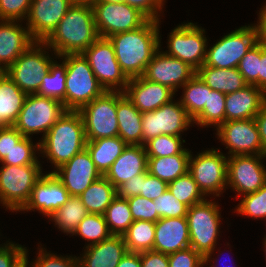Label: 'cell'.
<instances>
[{
    "label": "cell",
    "mask_w": 266,
    "mask_h": 267,
    "mask_svg": "<svg viewBox=\"0 0 266 267\" xmlns=\"http://www.w3.org/2000/svg\"><path fill=\"white\" fill-rule=\"evenodd\" d=\"M99 38L90 2H75L44 43L58 56L83 53Z\"/></svg>",
    "instance_id": "6da1fadb"
},
{
    "label": "cell",
    "mask_w": 266,
    "mask_h": 267,
    "mask_svg": "<svg viewBox=\"0 0 266 267\" xmlns=\"http://www.w3.org/2000/svg\"><path fill=\"white\" fill-rule=\"evenodd\" d=\"M160 23L158 20H148L138 29L108 37L121 70L129 79L142 76L160 48Z\"/></svg>",
    "instance_id": "7a4b0ae2"
},
{
    "label": "cell",
    "mask_w": 266,
    "mask_h": 267,
    "mask_svg": "<svg viewBox=\"0 0 266 267\" xmlns=\"http://www.w3.org/2000/svg\"><path fill=\"white\" fill-rule=\"evenodd\" d=\"M84 122L79 111L66 112L39 140V154L46 157L54 168L68 162L73 156L86 148Z\"/></svg>",
    "instance_id": "3957f363"
},
{
    "label": "cell",
    "mask_w": 266,
    "mask_h": 267,
    "mask_svg": "<svg viewBox=\"0 0 266 267\" xmlns=\"http://www.w3.org/2000/svg\"><path fill=\"white\" fill-rule=\"evenodd\" d=\"M218 201H205L188 207L186 219L189 228L190 247L204 257V266L217 263L212 254L218 246L221 231V210ZM220 232V233H219ZM215 260V261H214ZM208 262L210 264H208Z\"/></svg>",
    "instance_id": "277c9868"
},
{
    "label": "cell",
    "mask_w": 266,
    "mask_h": 267,
    "mask_svg": "<svg viewBox=\"0 0 266 267\" xmlns=\"http://www.w3.org/2000/svg\"><path fill=\"white\" fill-rule=\"evenodd\" d=\"M58 59H62L66 66V91L63 99L66 110L79 111L105 92L82 53L66 54L58 56Z\"/></svg>",
    "instance_id": "5b68a950"
},
{
    "label": "cell",
    "mask_w": 266,
    "mask_h": 267,
    "mask_svg": "<svg viewBox=\"0 0 266 267\" xmlns=\"http://www.w3.org/2000/svg\"><path fill=\"white\" fill-rule=\"evenodd\" d=\"M41 164L1 165L0 204L11 212H21L31 197L32 189L44 175Z\"/></svg>",
    "instance_id": "8992f818"
},
{
    "label": "cell",
    "mask_w": 266,
    "mask_h": 267,
    "mask_svg": "<svg viewBox=\"0 0 266 267\" xmlns=\"http://www.w3.org/2000/svg\"><path fill=\"white\" fill-rule=\"evenodd\" d=\"M49 49L44 42H34L5 73L22 91L27 94H36L44 76L49 72L50 66L55 61L54 58L56 60L58 58V55ZM49 51L52 55L54 53V56L50 55Z\"/></svg>",
    "instance_id": "52a82bcc"
},
{
    "label": "cell",
    "mask_w": 266,
    "mask_h": 267,
    "mask_svg": "<svg viewBox=\"0 0 266 267\" xmlns=\"http://www.w3.org/2000/svg\"><path fill=\"white\" fill-rule=\"evenodd\" d=\"M259 41L257 24H248L224 35L206 48L204 65L226 69L237 68L241 58Z\"/></svg>",
    "instance_id": "ba28073f"
},
{
    "label": "cell",
    "mask_w": 266,
    "mask_h": 267,
    "mask_svg": "<svg viewBox=\"0 0 266 267\" xmlns=\"http://www.w3.org/2000/svg\"><path fill=\"white\" fill-rule=\"evenodd\" d=\"M190 153L188 172L202 193L219 197L227 190V158L220 148L203 150L195 156Z\"/></svg>",
    "instance_id": "9c48e42d"
},
{
    "label": "cell",
    "mask_w": 266,
    "mask_h": 267,
    "mask_svg": "<svg viewBox=\"0 0 266 267\" xmlns=\"http://www.w3.org/2000/svg\"><path fill=\"white\" fill-rule=\"evenodd\" d=\"M66 112L59 100L28 94L14 127L24 136L43 133L42 138Z\"/></svg>",
    "instance_id": "30bf717a"
},
{
    "label": "cell",
    "mask_w": 266,
    "mask_h": 267,
    "mask_svg": "<svg viewBox=\"0 0 266 267\" xmlns=\"http://www.w3.org/2000/svg\"><path fill=\"white\" fill-rule=\"evenodd\" d=\"M82 54L105 91H125L129 78L121 70L109 38L99 37Z\"/></svg>",
    "instance_id": "8fae6325"
},
{
    "label": "cell",
    "mask_w": 266,
    "mask_h": 267,
    "mask_svg": "<svg viewBox=\"0 0 266 267\" xmlns=\"http://www.w3.org/2000/svg\"><path fill=\"white\" fill-rule=\"evenodd\" d=\"M86 140L118 136L117 91H105L79 110Z\"/></svg>",
    "instance_id": "7c38bea8"
},
{
    "label": "cell",
    "mask_w": 266,
    "mask_h": 267,
    "mask_svg": "<svg viewBox=\"0 0 266 267\" xmlns=\"http://www.w3.org/2000/svg\"><path fill=\"white\" fill-rule=\"evenodd\" d=\"M99 37L132 31L143 26L149 19L127 3L90 2Z\"/></svg>",
    "instance_id": "4fadbf2b"
},
{
    "label": "cell",
    "mask_w": 266,
    "mask_h": 267,
    "mask_svg": "<svg viewBox=\"0 0 266 267\" xmlns=\"http://www.w3.org/2000/svg\"><path fill=\"white\" fill-rule=\"evenodd\" d=\"M205 28L197 23L186 22L174 27L169 33L167 49L164 52L189 64L196 71L204 65L208 39Z\"/></svg>",
    "instance_id": "5bb4252c"
},
{
    "label": "cell",
    "mask_w": 266,
    "mask_h": 267,
    "mask_svg": "<svg viewBox=\"0 0 266 267\" xmlns=\"http://www.w3.org/2000/svg\"><path fill=\"white\" fill-rule=\"evenodd\" d=\"M192 125L179 100L172 99L154 111L142 113V145L159 135L182 136Z\"/></svg>",
    "instance_id": "9a60e30c"
},
{
    "label": "cell",
    "mask_w": 266,
    "mask_h": 267,
    "mask_svg": "<svg viewBox=\"0 0 266 267\" xmlns=\"http://www.w3.org/2000/svg\"><path fill=\"white\" fill-rule=\"evenodd\" d=\"M264 155H236L227 158V188L240 196L254 193L266 183Z\"/></svg>",
    "instance_id": "2e32d148"
},
{
    "label": "cell",
    "mask_w": 266,
    "mask_h": 267,
    "mask_svg": "<svg viewBox=\"0 0 266 267\" xmlns=\"http://www.w3.org/2000/svg\"><path fill=\"white\" fill-rule=\"evenodd\" d=\"M216 130L217 139L225 145L229 156L263 155L259 130L254 118L229 120Z\"/></svg>",
    "instance_id": "e0dca14e"
},
{
    "label": "cell",
    "mask_w": 266,
    "mask_h": 267,
    "mask_svg": "<svg viewBox=\"0 0 266 267\" xmlns=\"http://www.w3.org/2000/svg\"><path fill=\"white\" fill-rule=\"evenodd\" d=\"M161 39L160 35V48L154 53L142 77L166 85L176 93L196 74V70L178 58L161 51Z\"/></svg>",
    "instance_id": "ac0fdd59"
},
{
    "label": "cell",
    "mask_w": 266,
    "mask_h": 267,
    "mask_svg": "<svg viewBox=\"0 0 266 267\" xmlns=\"http://www.w3.org/2000/svg\"><path fill=\"white\" fill-rule=\"evenodd\" d=\"M74 3V0H32L25 20L31 37L44 42Z\"/></svg>",
    "instance_id": "d6986e66"
},
{
    "label": "cell",
    "mask_w": 266,
    "mask_h": 267,
    "mask_svg": "<svg viewBox=\"0 0 266 267\" xmlns=\"http://www.w3.org/2000/svg\"><path fill=\"white\" fill-rule=\"evenodd\" d=\"M70 196H79L102 175L85 148L52 172Z\"/></svg>",
    "instance_id": "ffe728a7"
},
{
    "label": "cell",
    "mask_w": 266,
    "mask_h": 267,
    "mask_svg": "<svg viewBox=\"0 0 266 267\" xmlns=\"http://www.w3.org/2000/svg\"><path fill=\"white\" fill-rule=\"evenodd\" d=\"M70 194L56 176L49 172L45 173L32 189L31 197L23 212L38 211L49 218L69 199Z\"/></svg>",
    "instance_id": "44dd1931"
},
{
    "label": "cell",
    "mask_w": 266,
    "mask_h": 267,
    "mask_svg": "<svg viewBox=\"0 0 266 267\" xmlns=\"http://www.w3.org/2000/svg\"><path fill=\"white\" fill-rule=\"evenodd\" d=\"M124 94L141 113L158 109L176 95L168 86L142 76L130 78Z\"/></svg>",
    "instance_id": "7402d4cb"
},
{
    "label": "cell",
    "mask_w": 266,
    "mask_h": 267,
    "mask_svg": "<svg viewBox=\"0 0 266 267\" xmlns=\"http://www.w3.org/2000/svg\"><path fill=\"white\" fill-rule=\"evenodd\" d=\"M34 42L21 21L0 20V70L5 72Z\"/></svg>",
    "instance_id": "603a6c76"
},
{
    "label": "cell",
    "mask_w": 266,
    "mask_h": 267,
    "mask_svg": "<svg viewBox=\"0 0 266 267\" xmlns=\"http://www.w3.org/2000/svg\"><path fill=\"white\" fill-rule=\"evenodd\" d=\"M190 247L186 217L160 218L155 222L153 251L171 254Z\"/></svg>",
    "instance_id": "cb8c5ba5"
},
{
    "label": "cell",
    "mask_w": 266,
    "mask_h": 267,
    "mask_svg": "<svg viewBox=\"0 0 266 267\" xmlns=\"http://www.w3.org/2000/svg\"><path fill=\"white\" fill-rule=\"evenodd\" d=\"M265 103L266 93L254 85L226 94L225 122L255 118Z\"/></svg>",
    "instance_id": "d4e9b609"
},
{
    "label": "cell",
    "mask_w": 266,
    "mask_h": 267,
    "mask_svg": "<svg viewBox=\"0 0 266 267\" xmlns=\"http://www.w3.org/2000/svg\"><path fill=\"white\" fill-rule=\"evenodd\" d=\"M83 249L84 252L78 256L80 267H116L127 253L122 235H111L108 239Z\"/></svg>",
    "instance_id": "484cf974"
},
{
    "label": "cell",
    "mask_w": 266,
    "mask_h": 267,
    "mask_svg": "<svg viewBox=\"0 0 266 267\" xmlns=\"http://www.w3.org/2000/svg\"><path fill=\"white\" fill-rule=\"evenodd\" d=\"M147 159L144 145H127L104 177L117 188L131 177L145 173L147 171Z\"/></svg>",
    "instance_id": "4316f807"
},
{
    "label": "cell",
    "mask_w": 266,
    "mask_h": 267,
    "mask_svg": "<svg viewBox=\"0 0 266 267\" xmlns=\"http://www.w3.org/2000/svg\"><path fill=\"white\" fill-rule=\"evenodd\" d=\"M118 136L127 145H142V113L125 96L117 91Z\"/></svg>",
    "instance_id": "83f0119b"
},
{
    "label": "cell",
    "mask_w": 266,
    "mask_h": 267,
    "mask_svg": "<svg viewBox=\"0 0 266 267\" xmlns=\"http://www.w3.org/2000/svg\"><path fill=\"white\" fill-rule=\"evenodd\" d=\"M27 95L5 72L0 75V126H14Z\"/></svg>",
    "instance_id": "f1b7e54d"
},
{
    "label": "cell",
    "mask_w": 266,
    "mask_h": 267,
    "mask_svg": "<svg viewBox=\"0 0 266 267\" xmlns=\"http://www.w3.org/2000/svg\"><path fill=\"white\" fill-rule=\"evenodd\" d=\"M196 74L212 90L229 94L243 89L248 84L238 68H216L202 65Z\"/></svg>",
    "instance_id": "f546056e"
},
{
    "label": "cell",
    "mask_w": 266,
    "mask_h": 267,
    "mask_svg": "<svg viewBox=\"0 0 266 267\" xmlns=\"http://www.w3.org/2000/svg\"><path fill=\"white\" fill-rule=\"evenodd\" d=\"M126 146L127 144L119 136L87 140L86 142V149L102 176L122 154Z\"/></svg>",
    "instance_id": "4dcf8cb0"
},
{
    "label": "cell",
    "mask_w": 266,
    "mask_h": 267,
    "mask_svg": "<svg viewBox=\"0 0 266 267\" xmlns=\"http://www.w3.org/2000/svg\"><path fill=\"white\" fill-rule=\"evenodd\" d=\"M116 196V188L104 176L95 180L82 194L79 195L88 213L101 215L105 214L107 207Z\"/></svg>",
    "instance_id": "1f68e13d"
},
{
    "label": "cell",
    "mask_w": 266,
    "mask_h": 267,
    "mask_svg": "<svg viewBox=\"0 0 266 267\" xmlns=\"http://www.w3.org/2000/svg\"><path fill=\"white\" fill-rule=\"evenodd\" d=\"M190 154H176L164 157H148L149 174L169 183L188 172Z\"/></svg>",
    "instance_id": "d6a6232c"
},
{
    "label": "cell",
    "mask_w": 266,
    "mask_h": 267,
    "mask_svg": "<svg viewBox=\"0 0 266 267\" xmlns=\"http://www.w3.org/2000/svg\"><path fill=\"white\" fill-rule=\"evenodd\" d=\"M88 214L85 205L79 196H70L68 201L53 213L48 219L59 231L68 236L75 232L78 224Z\"/></svg>",
    "instance_id": "836d02e7"
},
{
    "label": "cell",
    "mask_w": 266,
    "mask_h": 267,
    "mask_svg": "<svg viewBox=\"0 0 266 267\" xmlns=\"http://www.w3.org/2000/svg\"><path fill=\"white\" fill-rule=\"evenodd\" d=\"M122 236L129 252L142 253L153 250L155 222L136 220Z\"/></svg>",
    "instance_id": "e575fe53"
},
{
    "label": "cell",
    "mask_w": 266,
    "mask_h": 267,
    "mask_svg": "<svg viewBox=\"0 0 266 267\" xmlns=\"http://www.w3.org/2000/svg\"><path fill=\"white\" fill-rule=\"evenodd\" d=\"M181 88L183 93L178 100L188 116L193 120L203 110L205 104H207L208 92H211L212 89L197 74Z\"/></svg>",
    "instance_id": "d590c367"
},
{
    "label": "cell",
    "mask_w": 266,
    "mask_h": 267,
    "mask_svg": "<svg viewBox=\"0 0 266 267\" xmlns=\"http://www.w3.org/2000/svg\"><path fill=\"white\" fill-rule=\"evenodd\" d=\"M225 97L226 94L212 90L208 92L207 104L203 110L192 120L193 126L197 124L200 127H216V129L225 122Z\"/></svg>",
    "instance_id": "8d00e7d4"
},
{
    "label": "cell",
    "mask_w": 266,
    "mask_h": 267,
    "mask_svg": "<svg viewBox=\"0 0 266 267\" xmlns=\"http://www.w3.org/2000/svg\"><path fill=\"white\" fill-rule=\"evenodd\" d=\"M74 235H78L87 241V245L85 244L86 247L100 243L108 239L112 234L108 229L104 215L88 213L78 224L72 236Z\"/></svg>",
    "instance_id": "74e56055"
},
{
    "label": "cell",
    "mask_w": 266,
    "mask_h": 267,
    "mask_svg": "<svg viewBox=\"0 0 266 267\" xmlns=\"http://www.w3.org/2000/svg\"><path fill=\"white\" fill-rule=\"evenodd\" d=\"M112 235H123L134 222L126 198L116 196L104 214Z\"/></svg>",
    "instance_id": "f35d334b"
},
{
    "label": "cell",
    "mask_w": 266,
    "mask_h": 267,
    "mask_svg": "<svg viewBox=\"0 0 266 267\" xmlns=\"http://www.w3.org/2000/svg\"><path fill=\"white\" fill-rule=\"evenodd\" d=\"M54 61L49 72L43 78L39 91L40 96L50 97L63 103L66 91V66L61 60Z\"/></svg>",
    "instance_id": "ab89813d"
},
{
    "label": "cell",
    "mask_w": 266,
    "mask_h": 267,
    "mask_svg": "<svg viewBox=\"0 0 266 267\" xmlns=\"http://www.w3.org/2000/svg\"><path fill=\"white\" fill-rule=\"evenodd\" d=\"M168 190L188 207L207 199L189 172L169 182Z\"/></svg>",
    "instance_id": "60d3db41"
},
{
    "label": "cell",
    "mask_w": 266,
    "mask_h": 267,
    "mask_svg": "<svg viewBox=\"0 0 266 267\" xmlns=\"http://www.w3.org/2000/svg\"><path fill=\"white\" fill-rule=\"evenodd\" d=\"M182 136L159 135L144 144L147 157H164L176 154H190L191 150L184 148Z\"/></svg>",
    "instance_id": "b9f144b4"
},
{
    "label": "cell",
    "mask_w": 266,
    "mask_h": 267,
    "mask_svg": "<svg viewBox=\"0 0 266 267\" xmlns=\"http://www.w3.org/2000/svg\"><path fill=\"white\" fill-rule=\"evenodd\" d=\"M37 151V153H36ZM39 141L34 144L32 138L23 137L14 148L11 150L1 164L4 165H28V164H41L39 159ZM37 154V155H36Z\"/></svg>",
    "instance_id": "7bdbcfd3"
},
{
    "label": "cell",
    "mask_w": 266,
    "mask_h": 267,
    "mask_svg": "<svg viewBox=\"0 0 266 267\" xmlns=\"http://www.w3.org/2000/svg\"><path fill=\"white\" fill-rule=\"evenodd\" d=\"M254 219H266V183L256 192L243 195L234 213Z\"/></svg>",
    "instance_id": "ee69618b"
},
{
    "label": "cell",
    "mask_w": 266,
    "mask_h": 267,
    "mask_svg": "<svg viewBox=\"0 0 266 267\" xmlns=\"http://www.w3.org/2000/svg\"><path fill=\"white\" fill-rule=\"evenodd\" d=\"M38 245V255L34 261L28 260V249H26V265L30 267H80V262L77 256L57 255L47 251L43 246ZM30 263V264H29Z\"/></svg>",
    "instance_id": "f6af8a7d"
},
{
    "label": "cell",
    "mask_w": 266,
    "mask_h": 267,
    "mask_svg": "<svg viewBox=\"0 0 266 267\" xmlns=\"http://www.w3.org/2000/svg\"><path fill=\"white\" fill-rule=\"evenodd\" d=\"M260 40L241 58L238 70L248 85L259 88Z\"/></svg>",
    "instance_id": "bcb514c9"
},
{
    "label": "cell",
    "mask_w": 266,
    "mask_h": 267,
    "mask_svg": "<svg viewBox=\"0 0 266 267\" xmlns=\"http://www.w3.org/2000/svg\"><path fill=\"white\" fill-rule=\"evenodd\" d=\"M160 218L186 217L188 206L179 201L168 189L153 200Z\"/></svg>",
    "instance_id": "7dc6e473"
},
{
    "label": "cell",
    "mask_w": 266,
    "mask_h": 267,
    "mask_svg": "<svg viewBox=\"0 0 266 267\" xmlns=\"http://www.w3.org/2000/svg\"><path fill=\"white\" fill-rule=\"evenodd\" d=\"M127 201L134 221L156 222L160 219L153 200L138 195L127 198Z\"/></svg>",
    "instance_id": "c3c4849f"
},
{
    "label": "cell",
    "mask_w": 266,
    "mask_h": 267,
    "mask_svg": "<svg viewBox=\"0 0 266 267\" xmlns=\"http://www.w3.org/2000/svg\"><path fill=\"white\" fill-rule=\"evenodd\" d=\"M32 0H0V20L23 21L27 19Z\"/></svg>",
    "instance_id": "681fc988"
},
{
    "label": "cell",
    "mask_w": 266,
    "mask_h": 267,
    "mask_svg": "<svg viewBox=\"0 0 266 267\" xmlns=\"http://www.w3.org/2000/svg\"><path fill=\"white\" fill-rule=\"evenodd\" d=\"M26 249L15 242H8L0 249V267H25Z\"/></svg>",
    "instance_id": "f907efd6"
},
{
    "label": "cell",
    "mask_w": 266,
    "mask_h": 267,
    "mask_svg": "<svg viewBox=\"0 0 266 267\" xmlns=\"http://www.w3.org/2000/svg\"><path fill=\"white\" fill-rule=\"evenodd\" d=\"M169 267H204V257L192 247L168 254Z\"/></svg>",
    "instance_id": "816d5d0a"
},
{
    "label": "cell",
    "mask_w": 266,
    "mask_h": 267,
    "mask_svg": "<svg viewBox=\"0 0 266 267\" xmlns=\"http://www.w3.org/2000/svg\"><path fill=\"white\" fill-rule=\"evenodd\" d=\"M165 0H125L129 6L138 9L149 20H158L162 17ZM161 15V17H160Z\"/></svg>",
    "instance_id": "f5cc1de1"
},
{
    "label": "cell",
    "mask_w": 266,
    "mask_h": 267,
    "mask_svg": "<svg viewBox=\"0 0 266 267\" xmlns=\"http://www.w3.org/2000/svg\"><path fill=\"white\" fill-rule=\"evenodd\" d=\"M23 137L14 126H0V163Z\"/></svg>",
    "instance_id": "db71d44e"
},
{
    "label": "cell",
    "mask_w": 266,
    "mask_h": 267,
    "mask_svg": "<svg viewBox=\"0 0 266 267\" xmlns=\"http://www.w3.org/2000/svg\"><path fill=\"white\" fill-rule=\"evenodd\" d=\"M167 189V182L148 173L146 177L142 180L141 192L139 196L155 200L160 195H162Z\"/></svg>",
    "instance_id": "11a10c76"
},
{
    "label": "cell",
    "mask_w": 266,
    "mask_h": 267,
    "mask_svg": "<svg viewBox=\"0 0 266 267\" xmlns=\"http://www.w3.org/2000/svg\"><path fill=\"white\" fill-rule=\"evenodd\" d=\"M148 171L145 173L131 177L128 181L122 183L116 188L117 196L121 198H129L138 196L141 192L142 180L146 177Z\"/></svg>",
    "instance_id": "9f6ffc18"
},
{
    "label": "cell",
    "mask_w": 266,
    "mask_h": 267,
    "mask_svg": "<svg viewBox=\"0 0 266 267\" xmlns=\"http://www.w3.org/2000/svg\"><path fill=\"white\" fill-rule=\"evenodd\" d=\"M142 267H169L168 254L149 250L140 253Z\"/></svg>",
    "instance_id": "6f0895ef"
},
{
    "label": "cell",
    "mask_w": 266,
    "mask_h": 267,
    "mask_svg": "<svg viewBox=\"0 0 266 267\" xmlns=\"http://www.w3.org/2000/svg\"><path fill=\"white\" fill-rule=\"evenodd\" d=\"M259 130L260 141L262 144L263 155L266 156V103L254 118Z\"/></svg>",
    "instance_id": "680465c9"
},
{
    "label": "cell",
    "mask_w": 266,
    "mask_h": 267,
    "mask_svg": "<svg viewBox=\"0 0 266 267\" xmlns=\"http://www.w3.org/2000/svg\"><path fill=\"white\" fill-rule=\"evenodd\" d=\"M259 88L266 93V44L260 41Z\"/></svg>",
    "instance_id": "91938a15"
},
{
    "label": "cell",
    "mask_w": 266,
    "mask_h": 267,
    "mask_svg": "<svg viewBox=\"0 0 266 267\" xmlns=\"http://www.w3.org/2000/svg\"><path fill=\"white\" fill-rule=\"evenodd\" d=\"M116 267H142L140 253L127 251Z\"/></svg>",
    "instance_id": "94428289"
},
{
    "label": "cell",
    "mask_w": 266,
    "mask_h": 267,
    "mask_svg": "<svg viewBox=\"0 0 266 267\" xmlns=\"http://www.w3.org/2000/svg\"><path fill=\"white\" fill-rule=\"evenodd\" d=\"M258 14L256 24L259 29V40L266 44V4L261 7Z\"/></svg>",
    "instance_id": "6125c7cd"
},
{
    "label": "cell",
    "mask_w": 266,
    "mask_h": 267,
    "mask_svg": "<svg viewBox=\"0 0 266 267\" xmlns=\"http://www.w3.org/2000/svg\"><path fill=\"white\" fill-rule=\"evenodd\" d=\"M92 1H103L108 3H123L125 0H92Z\"/></svg>",
    "instance_id": "be15d7a7"
},
{
    "label": "cell",
    "mask_w": 266,
    "mask_h": 267,
    "mask_svg": "<svg viewBox=\"0 0 266 267\" xmlns=\"http://www.w3.org/2000/svg\"><path fill=\"white\" fill-rule=\"evenodd\" d=\"M263 240H264L263 245H264L265 258H266V236H264Z\"/></svg>",
    "instance_id": "e7e4bbea"
},
{
    "label": "cell",
    "mask_w": 266,
    "mask_h": 267,
    "mask_svg": "<svg viewBox=\"0 0 266 267\" xmlns=\"http://www.w3.org/2000/svg\"><path fill=\"white\" fill-rule=\"evenodd\" d=\"M75 2H91L92 0H74Z\"/></svg>",
    "instance_id": "03108f58"
},
{
    "label": "cell",
    "mask_w": 266,
    "mask_h": 267,
    "mask_svg": "<svg viewBox=\"0 0 266 267\" xmlns=\"http://www.w3.org/2000/svg\"><path fill=\"white\" fill-rule=\"evenodd\" d=\"M1 234V233H0ZM8 241H6L5 243H3V245L2 244H0V249L3 247V246H5V244L7 243Z\"/></svg>",
    "instance_id": "003e7915"
}]
</instances>
